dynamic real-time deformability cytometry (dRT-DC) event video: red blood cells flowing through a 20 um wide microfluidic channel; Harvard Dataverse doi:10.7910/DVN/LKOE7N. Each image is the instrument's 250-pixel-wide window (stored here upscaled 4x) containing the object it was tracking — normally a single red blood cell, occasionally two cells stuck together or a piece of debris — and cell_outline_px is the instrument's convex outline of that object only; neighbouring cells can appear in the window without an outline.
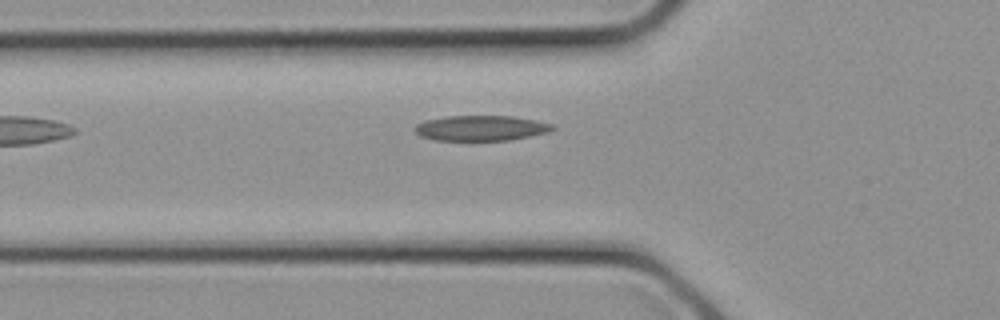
{"species": "common noctule bat (a hibernating species)", "species_latin": "Nyctalus noctula", "temperature_condition": "cold", "stored_images_in_passage": 7, "camera_frame_rate_fps": 3000, "um_per_image_px": 0.085, "animal": {"sex": "female", "body_mass_g": 21.9}, "frame": {"image": 1, "passage_image": 7, "time_ms": 2.0, "image_size_px": [1000, 320], "cell_outline_px": [[556, 128], [548, 132], [508, 140], [432, 140], [420, 136], [412, 128], [416, 124], [424, 120], [444, 116], [512, 116], [536, 120], [552, 124]], "centroid_in_image_um": [40.82, 10.88], "position_along_channel_um": 85.0, "area_um2": 20.35}}